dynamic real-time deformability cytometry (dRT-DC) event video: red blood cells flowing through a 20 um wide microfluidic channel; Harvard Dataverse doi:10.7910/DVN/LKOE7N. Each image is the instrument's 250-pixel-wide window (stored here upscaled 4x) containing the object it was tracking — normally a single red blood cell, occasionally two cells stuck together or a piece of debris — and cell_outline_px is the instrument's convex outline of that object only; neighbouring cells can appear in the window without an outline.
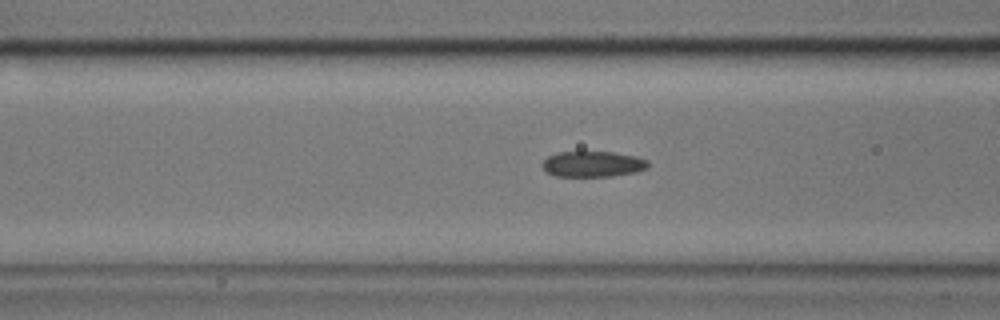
{"species": "common noctule bat (a hibernating species)", "species_latin": "Nyctalus noctula", "temperature_condition": "cold", "stored_images_in_passage": 41, "camera_frame_rate_fps": 3000, "um_per_image_px": 0.085, "animal": {"sex": "male", "body_mass_g": 17.9}, "frame": {"image": 1, "passage_image": 9, "time_ms": 2.667, "image_size_px": [1000, 320], "cell_outline_px": [[648, 168], [636, 172], [612, 176], [556, 176], [544, 172], [540, 164], [548, 156], [556, 152], [612, 152], [636, 156], [648, 160]], "centroid_in_image_um": [50.35, 13.95], "position_along_channel_um": 116.2, "area_um2": 16.01}}
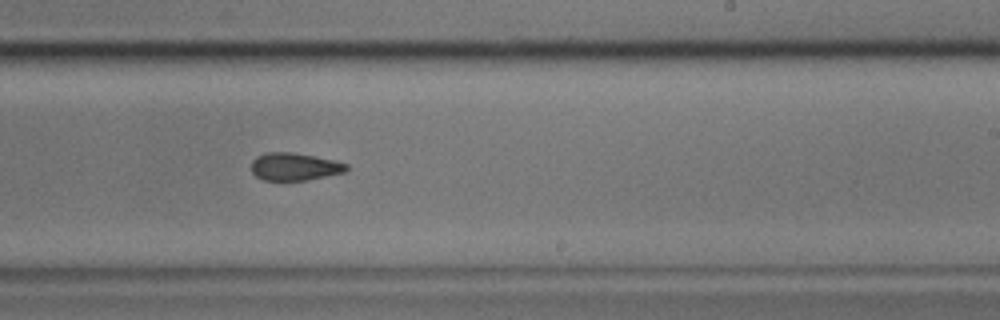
{"frame": {"image": 2, "passage_image": 22, "time_ms": 7.0, "image_size_px": [1000, 320], "cell_outline_px": [[348, 168], [344, 172], [304, 180], [264, 180], [256, 176], [252, 172], [252, 160], [256, 156], [264, 152], [292, 152], [316, 156], [336, 160], [348, 164]], "centroid_in_image_um": [25.02, 14.14], "position_along_channel_um": 264.0, "area_um2": 15.32}}
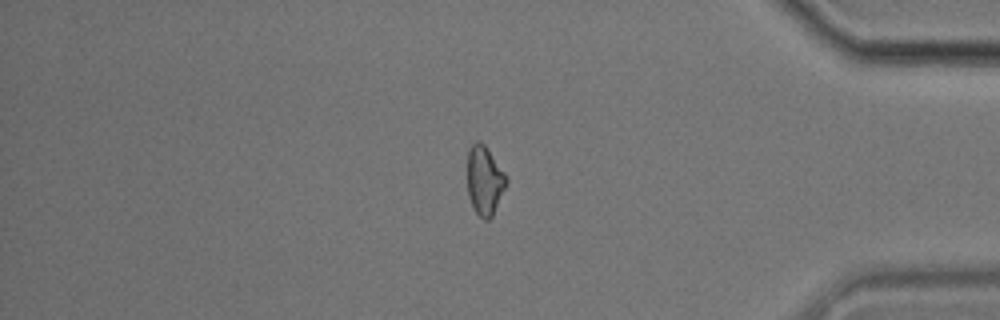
{"frame": {"image": 3, "passage_image": 36, "time_ms": 11.667, "image_size_px": [1000, 320], "cell_outline_px": [[508, 184], [492, 216], [488, 220], [484, 220], [476, 212], [468, 196], [468, 148], [476, 140], [480, 140], [484, 144], [504, 172], [508, 180]], "centroid_in_image_um": [41.2, 15.33], "position_along_channel_um": 394.0, "area_um2": 15.66}}